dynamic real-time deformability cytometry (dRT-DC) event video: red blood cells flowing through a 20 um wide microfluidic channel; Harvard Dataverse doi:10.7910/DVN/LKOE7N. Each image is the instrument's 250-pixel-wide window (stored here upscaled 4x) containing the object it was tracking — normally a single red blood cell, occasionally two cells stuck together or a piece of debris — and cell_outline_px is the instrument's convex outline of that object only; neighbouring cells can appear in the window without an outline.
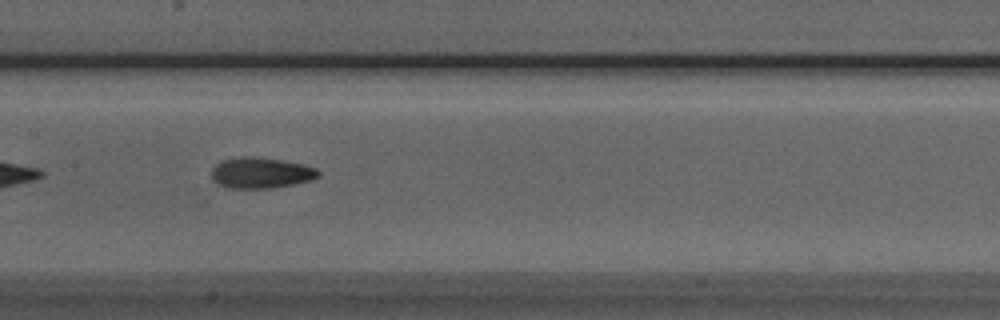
{"species": "Egyptian fruit bat (a non-hibernating species)", "species_latin": "Rousettus aegyptiacus", "temperature_condition": "room temperature", "stored_images_in_passage": 29, "camera_frame_rate_fps": 3000, "um_per_image_px": 0.085, "animal": {"sex": "male"}, "frame": {"image": 1, "passage_image": 9, "time_ms": 2.667, "image_size_px": [1000, 320], "cell_outline_px": [[320, 176], [312, 180], [272, 188], [228, 188], [212, 180], [212, 168], [216, 164], [224, 160], [240, 156], [252, 156], [280, 160], [304, 164], [316, 168], [320, 172]], "centroid_in_image_um": [22.19, 14.69], "position_along_channel_um": 185.2, "area_um2": 19.19}}